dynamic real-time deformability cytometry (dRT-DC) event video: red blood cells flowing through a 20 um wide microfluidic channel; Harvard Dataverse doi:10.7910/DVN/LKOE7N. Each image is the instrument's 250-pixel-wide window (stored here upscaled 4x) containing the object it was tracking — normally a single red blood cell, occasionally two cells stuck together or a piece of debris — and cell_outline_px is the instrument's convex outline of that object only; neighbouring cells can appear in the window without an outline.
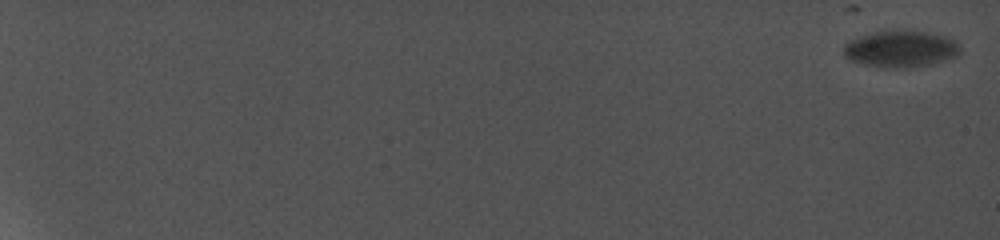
{"species": "common noctule bat (a hibernating species)", "species_latin": "Nyctalus noctula", "temperature_condition": "cold", "stored_images_in_passage": 16, "camera_frame_rate_fps": 5000, "um_per_image_px": 0.085, "animal": {"sex": "female", "body_mass_g": 19.0, "forearm_length_mm": 56.7}, "frame": {"image": 1, "passage_image": 1, "time_ms": 0.0, "image_size_px": [1000, 240], "cell_outline_px": [[960, 52], [956, 56], [944, 60], [928, 64], [904, 68], [884, 68], [864, 64], [848, 60], [844, 56], [844, 44], [848, 40], [876, 32], [924, 32], [944, 36], [952, 40], [960, 48]], "centroid_in_image_um": [76.5, 4.19], "position_along_channel_um": 8.5, "area_um2": 24.16}}
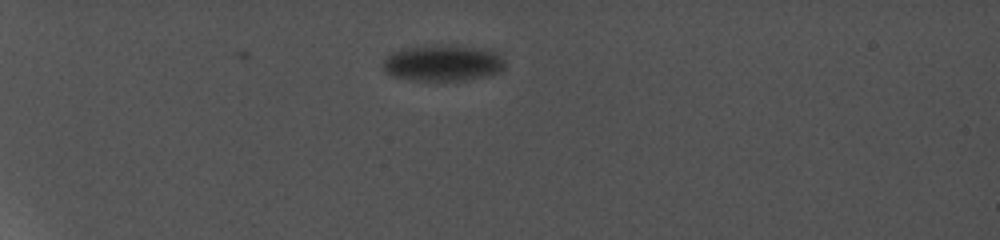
{"frame": {"image": 2, "passage_image": 9, "time_ms": 7.2, "image_size_px": [1000, 240], "cell_outline_px": [[504, 68], [500, 72], [492, 76], [468, 80], [440, 84], [408, 80], [392, 76], [384, 72], [380, 64], [392, 52], [404, 48], [424, 44], [452, 44], [500, 52], [504, 60]], "centroid_in_image_um": [37.63, 5.39], "position_along_channel_um": 47.4, "area_um2": 27.46}}
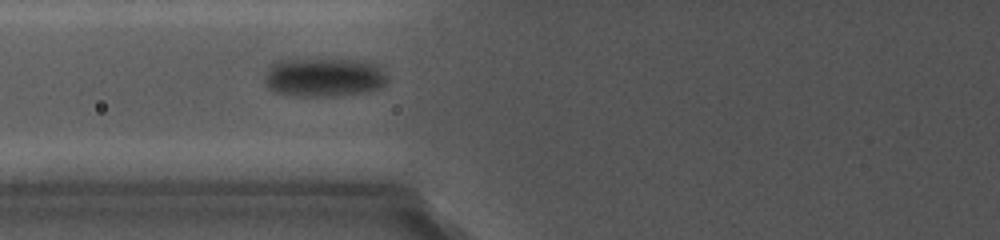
{"frame": {"image": 3, "passage_image": 12, "time_ms": 10.6, "image_size_px": [1000, 240], "cell_outline_px": [[388, 80], [384, 84], [368, 92], [280, 92], [272, 88], [268, 84], [264, 76], [264, 72], [268, 64], [276, 60], [288, 56], [336, 56], [372, 60], [384, 68], [388, 76]], "centroid_in_image_um": [27.59, 6.34], "position_along_channel_um": 98.2, "area_um2": 28.32}}